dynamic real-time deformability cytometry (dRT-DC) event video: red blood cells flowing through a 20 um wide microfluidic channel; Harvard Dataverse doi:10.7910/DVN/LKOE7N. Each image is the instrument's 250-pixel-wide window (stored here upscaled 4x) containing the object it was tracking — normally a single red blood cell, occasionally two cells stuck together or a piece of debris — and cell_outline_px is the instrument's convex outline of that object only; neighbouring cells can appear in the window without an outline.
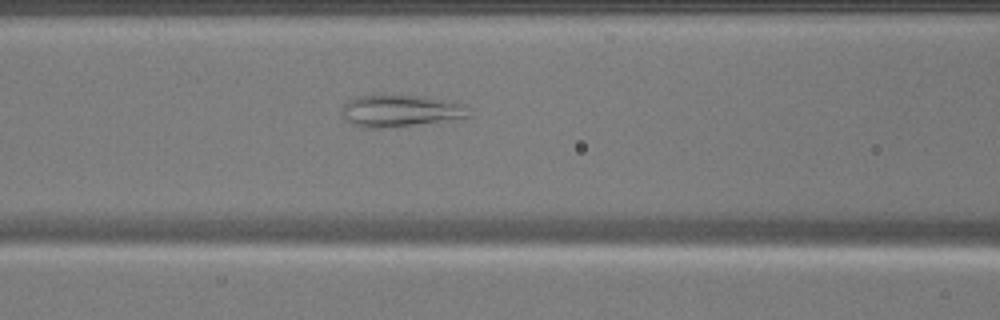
{"species": "common noctule bat (a hibernating species)", "species_latin": "Nyctalus noctula", "temperature_condition": "warm", "stored_images_in_passage": 31, "camera_frame_rate_fps": 3000, "um_per_image_px": 0.085, "animal": {"sex": "male", "body_mass_g": 17.9}, "frame": {"image": 1, "passage_image": 8, "time_ms": 2.333, "image_size_px": [1000, 320], "cell_outline_px": [[472, 116], [412, 124], [380, 128], [360, 128], [344, 120], [340, 112], [340, 108], [348, 100], [356, 96], [424, 96], [456, 100], [468, 104]], "centroid_in_image_um": [34.05, 9.4], "position_along_channel_um": 132.6, "area_um2": 23.81}}
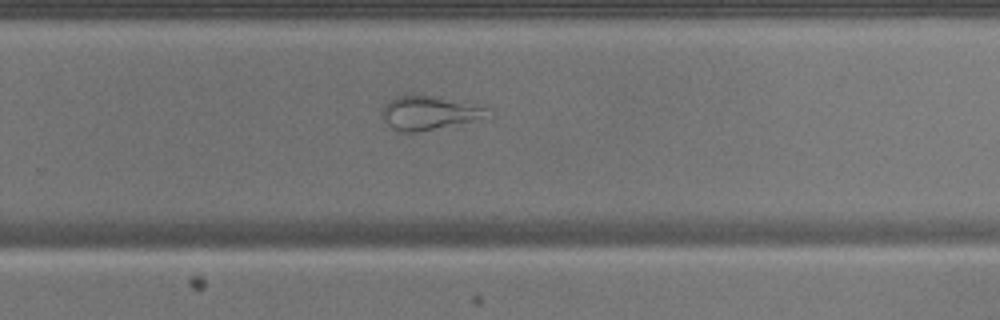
{"frame": {"image": 2, "passage_image": 20, "time_ms": 6.333, "image_size_px": [1000, 320], "cell_outline_px": [[488, 112], [480, 116], [468, 120], [420, 132], [404, 132], [392, 128], [380, 116], [388, 100], [396, 96], [440, 96], [488, 108]], "centroid_in_image_um": [36.34, 9.58], "position_along_channel_um": 293.5, "area_um2": 19.83}}
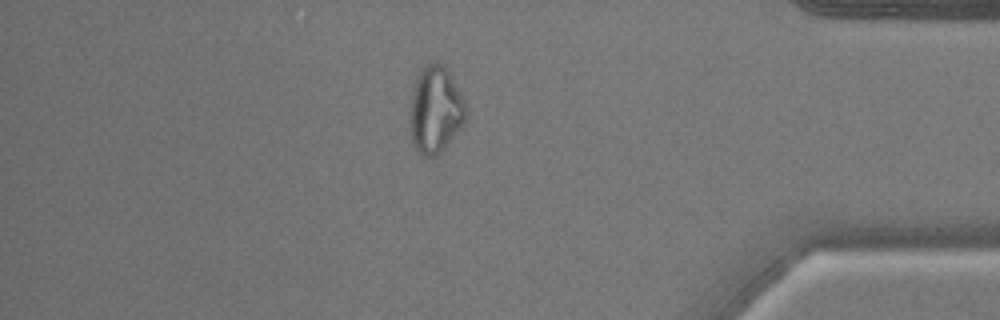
{"frame": {"image": 3, "passage_image": 30, "time_ms": 9.667, "image_size_px": [1000, 320], "cell_outline_px": [[464, 120], [460, 128], [436, 156], [424, 156], [416, 152], [412, 144], [408, 124], [408, 116], [412, 96], [416, 80], [420, 68], [428, 64], [440, 64], [448, 72], [464, 100]], "centroid_in_image_um": [36.93, 9.39], "position_along_channel_um": 398.3, "area_um2": 27.8}}